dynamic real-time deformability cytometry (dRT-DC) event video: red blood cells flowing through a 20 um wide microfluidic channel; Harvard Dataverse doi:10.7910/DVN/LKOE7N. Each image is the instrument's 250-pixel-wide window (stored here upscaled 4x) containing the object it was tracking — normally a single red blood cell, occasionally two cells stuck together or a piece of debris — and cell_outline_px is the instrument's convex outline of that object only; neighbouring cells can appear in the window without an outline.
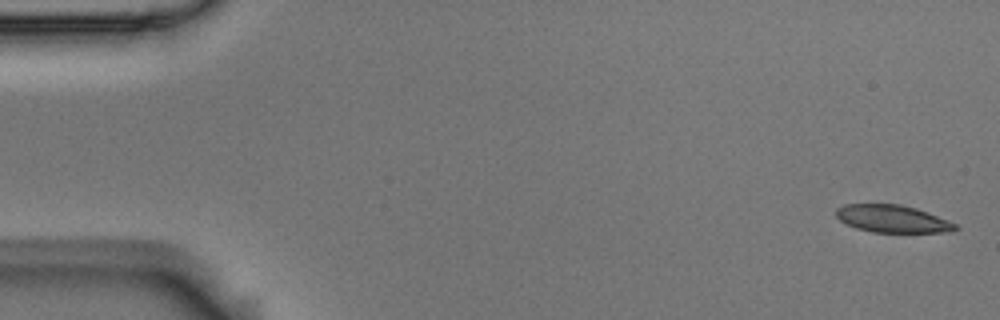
{"species": "Egyptian fruit bat (a non-hibernating species)", "species_latin": "Rousettus aegyptiacus", "temperature_condition": "room temperature", "stored_images_in_passage": 5, "camera_frame_rate_fps": 3000, "um_per_image_px": 0.085, "animal": {"sex": "male"}, "frame": {"image": 1, "passage_image": 1, "time_ms": 0.0, "image_size_px": [1000, 320], "cell_outline_px": [[960, 228], [952, 232], [872, 232], [856, 228], [840, 220], [836, 216], [836, 208], [844, 204], [900, 204], [916, 208], [928, 212], [948, 220], [956, 224]], "centroid_in_image_um": [75.88, 18.59], "position_along_channel_um": 9.1, "area_um2": 19.13}}
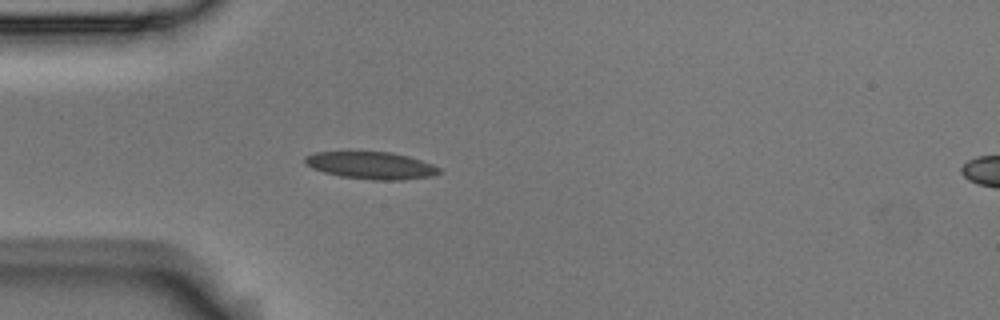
{"frame": {"image": 2, "passage_image": 5, "time_ms": 1.333, "image_size_px": [1000, 320], "cell_outline_px": [[440, 172], [436, 176], [400, 180], [372, 180], [340, 176], [324, 172], [312, 168], [304, 164], [304, 156], [316, 152], [392, 152], [408, 156], [432, 164], [440, 168]], "centroid_in_image_um": [31.55, 14.07], "position_along_channel_um": 53.5, "area_um2": 21.39}}